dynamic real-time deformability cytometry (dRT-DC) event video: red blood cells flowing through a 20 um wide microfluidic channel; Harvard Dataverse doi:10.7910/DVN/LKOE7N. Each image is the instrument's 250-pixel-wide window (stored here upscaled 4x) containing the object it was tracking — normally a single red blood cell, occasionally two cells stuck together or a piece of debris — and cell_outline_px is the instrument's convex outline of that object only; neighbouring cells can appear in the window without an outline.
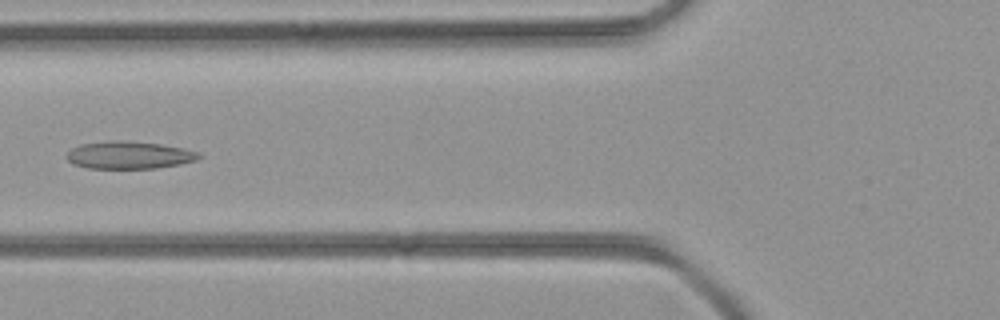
{"species": "common noctule bat (a hibernating species)", "species_latin": "Nyctalus noctula", "temperature_condition": "room temperature", "stored_images_in_passage": 39, "camera_frame_rate_fps": 3000, "um_per_image_px": 0.085, "animal": {"sex": "female", "body_mass_g": 21.9}, "frame": {"image": 1, "passage_image": 13, "time_ms": 4.0, "image_size_px": [1000, 320], "cell_outline_px": [[204, 156], [196, 160], [180, 164], [156, 168], [88, 168], [72, 164], [64, 156], [72, 148], [80, 144], [112, 140], [160, 144], [200, 152]], "centroid_in_image_um": [10.96, 13.19], "position_along_channel_um": 114.8, "area_um2": 21.1}}
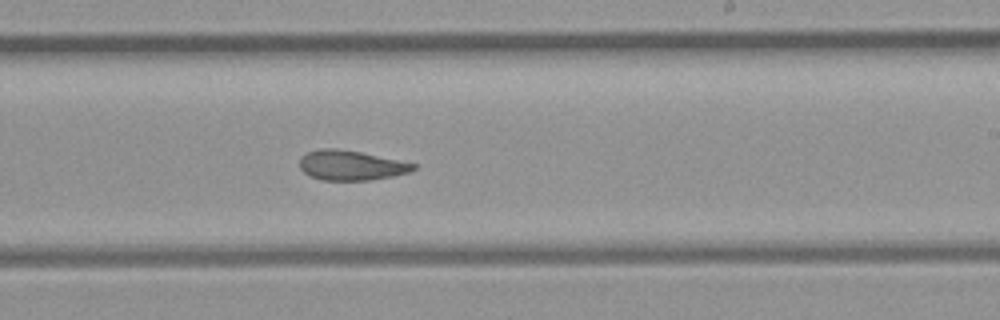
{"frame": {"image": 2, "passage_image": 22, "time_ms": 7.0, "image_size_px": [1000, 320], "cell_outline_px": [[416, 168], [408, 172], [392, 176], [368, 180], [320, 180], [308, 176], [300, 168], [300, 156], [304, 152], [320, 148], [336, 148], [360, 152], [416, 164]], "centroid_in_image_um": [29.75, 14.05], "position_along_channel_um": 259.2, "area_um2": 19.77}}
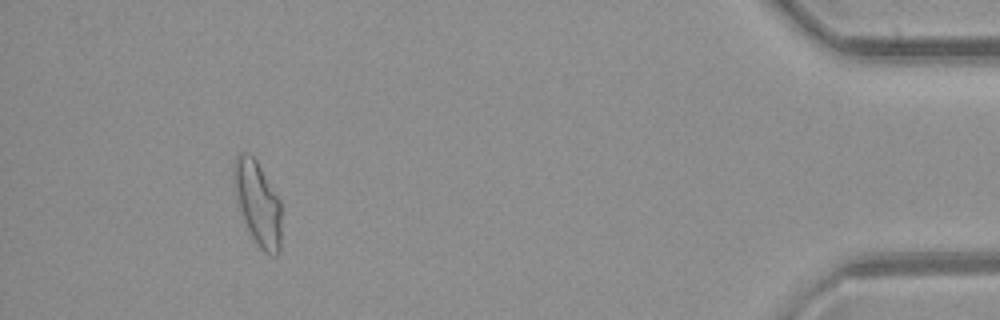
{"frame": {"image": 3, "passage_image": 36, "time_ms": 11.667, "image_size_px": [1000, 320], "cell_outline_px": [[280, 252], [276, 256], [272, 256], [264, 252], [256, 244], [244, 220], [240, 208], [232, 180], [232, 172], [236, 156], [240, 152], [248, 152], [256, 160], [280, 200]], "centroid_in_image_um": [21.9, 17.27], "position_along_channel_um": 413.3, "area_um2": 23.06}}